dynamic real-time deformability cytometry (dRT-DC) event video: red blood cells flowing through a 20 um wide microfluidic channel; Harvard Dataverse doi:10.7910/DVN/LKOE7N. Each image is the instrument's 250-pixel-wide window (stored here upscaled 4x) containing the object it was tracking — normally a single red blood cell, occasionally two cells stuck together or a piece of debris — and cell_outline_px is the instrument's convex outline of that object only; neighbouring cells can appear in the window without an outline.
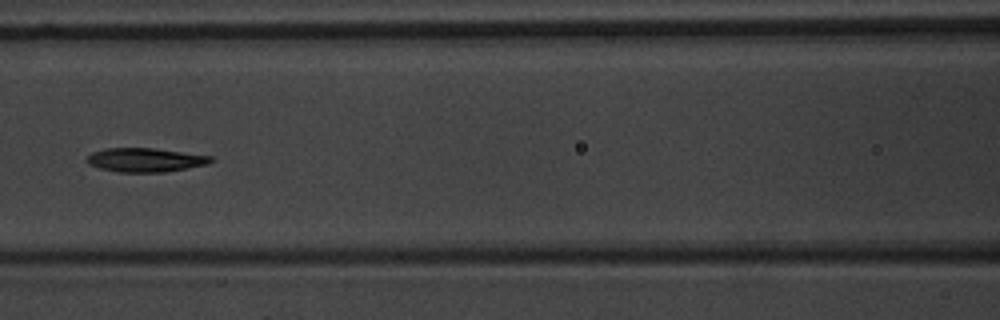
{"species": "common noctule bat (a hibernating species)", "species_latin": "Nyctalus noctula", "temperature_condition": "warm", "stored_images_in_passage": 7, "camera_frame_rate_fps": 3000, "um_per_image_px": 0.085, "animal": {"sex": "male", "body_mass_g": 20.1, "forearm_length_mm": 53.5}, "frame": {"image": 1, "passage_image": 7, "time_ms": 7.333, "image_size_px": [1000, 320], "cell_outline_px": [[212, 160], [208, 164], [188, 168], [164, 172], [120, 172], [100, 168], [88, 164], [84, 160], [92, 152], [108, 148], [152, 148], [212, 156]], "centroid_in_image_um": [12.32, 13.6], "position_along_channel_um": 154.3, "area_um2": 17.17}}